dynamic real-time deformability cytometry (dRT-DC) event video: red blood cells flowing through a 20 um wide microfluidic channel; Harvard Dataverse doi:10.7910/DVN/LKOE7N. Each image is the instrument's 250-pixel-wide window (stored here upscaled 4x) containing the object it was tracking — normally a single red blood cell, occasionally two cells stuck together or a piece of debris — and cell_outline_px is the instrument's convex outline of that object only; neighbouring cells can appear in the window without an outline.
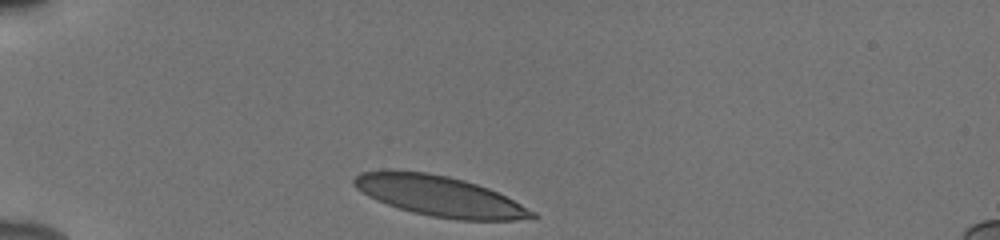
{"species": "human", "species_latin": "Homo sapiens", "temperature_condition": "cold", "stored_images_in_passage": 32, "camera_frame_rate_fps": 3000, "um_per_image_px": 0.085, "donor": {"sex": "male"}, "frame": {"image": 1, "passage_image": 1, "time_ms": 0.0, "image_size_px": [1000, 240], "cell_outline_px": [[540, 216], [516, 220], [456, 220], [432, 216], [412, 212], [376, 200], [368, 196], [356, 188], [352, 184], [352, 180], [360, 172], [380, 168], [384, 168], [428, 172], [448, 176], [464, 180], [488, 188], [536, 212]], "centroid_in_image_um": [37.28, 16.63], "position_along_channel_um": 47.7, "area_um2": 42.14}}
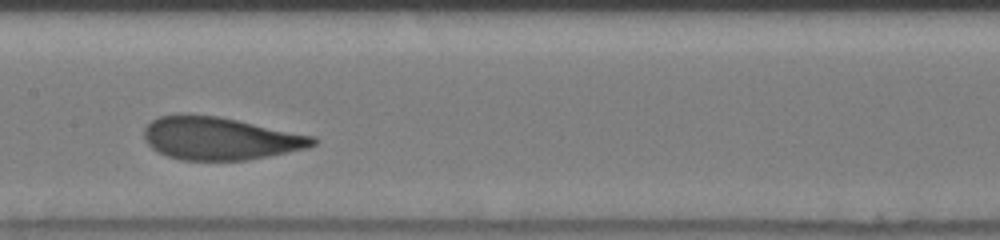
{"frame": {"image": 2, "passage_image": 15, "time_ms": 4.667, "image_size_px": [1000, 240], "cell_outline_px": [[320, 140], [316, 144], [308, 148], [248, 160], [184, 160], [168, 156], [152, 148], [148, 144], [144, 136], [144, 128], [152, 120], [160, 116], [220, 116], [316, 136]], "centroid_in_image_um": [18.79, 11.78], "position_along_channel_um": 188.6, "area_um2": 41.73}}
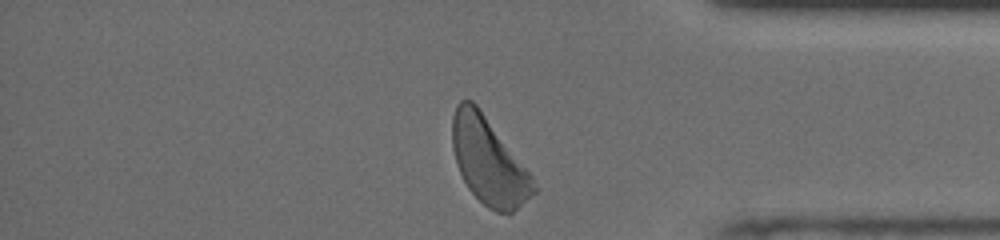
{"frame": {"image": 3, "passage_image": 32, "time_ms": 10.333, "image_size_px": [1000, 240], "cell_outline_px": [[536, 192], [512, 212], [496, 212], [488, 208], [468, 188], [456, 164], [452, 148], [452, 116], [456, 104], [460, 100], [472, 100], [476, 104], [532, 176], [536, 188]], "centroid_in_image_um": [41.5, 13.68], "position_along_channel_um": 393.7, "area_um2": 40.4}, "authors_computed_cell_mechanics": {"area_um2": 42.0206, "velocity_mm_per_s": 3.8274, "shape_relaxation_time_tau1_ms": 3.3169, "shape_relaxation_time_tau2_ms": null, "deformation_change_tau1": 0.1353, "deformation_change_tau2": null}}